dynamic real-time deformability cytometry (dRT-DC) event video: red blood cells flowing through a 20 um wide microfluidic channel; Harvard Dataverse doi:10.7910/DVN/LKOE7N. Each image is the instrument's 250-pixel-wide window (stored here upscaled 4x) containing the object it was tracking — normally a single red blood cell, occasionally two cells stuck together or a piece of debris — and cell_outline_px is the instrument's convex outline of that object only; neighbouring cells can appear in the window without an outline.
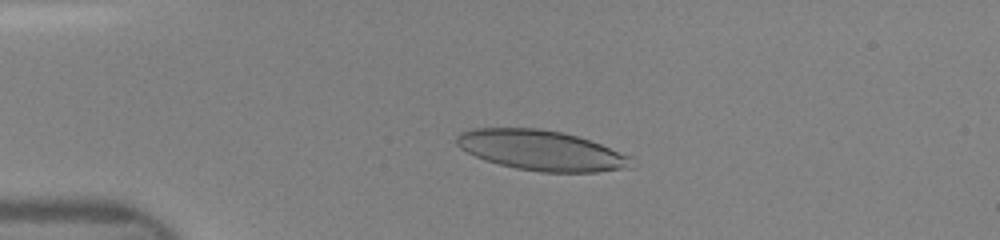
{"species": "human", "species_latin": "Homo sapiens", "temperature_condition": "room temperature", "stored_images_in_passage": 36, "camera_frame_rate_fps": 3000, "um_per_image_px": 0.085, "donor": {"sex": "female"}, "frame": {"image": 1, "passage_image": 12, "time_ms": 3.333, "image_size_px": [1000, 240], "cell_outline_px": [[636, 168], [596, 172], [540, 172], [516, 168], [484, 160], [460, 148], [456, 144], [456, 136], [460, 132], [472, 128], [536, 128], [564, 132], [600, 144], [632, 156]], "centroid_in_image_um": [46.05, 12.79], "position_along_channel_um": 38.9, "area_um2": 41.15}}
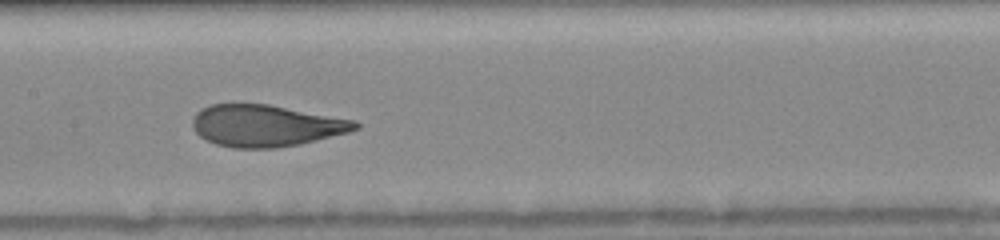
{"frame": {"image": 2, "passage_image": 26, "time_ms": 7.667, "image_size_px": [1000, 240], "cell_outline_px": [[360, 128], [348, 132], [300, 144], [276, 148], [232, 148], [216, 144], [200, 136], [192, 128], [192, 120], [196, 112], [200, 108], [212, 104], [268, 104], [356, 120], [360, 124]], "centroid_in_image_um": [22.59, 10.68], "position_along_channel_um": 184.8, "area_um2": 39.65}}
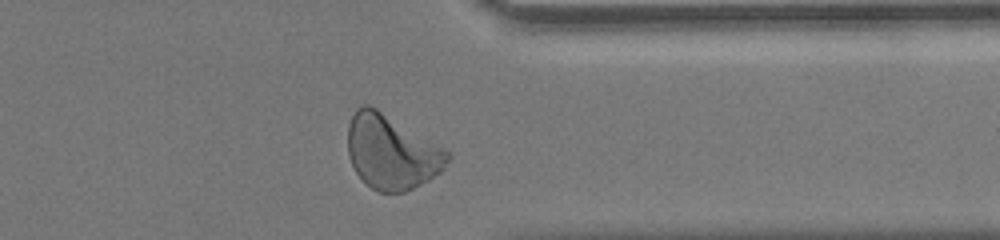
{"frame": {"image": 3, "passage_image": 36, "time_ms": 12.333, "image_size_px": [1000, 240], "cell_outline_px": [[452, 156], [444, 168], [440, 172], [428, 180], [404, 192], [376, 192], [356, 172], [348, 156], [348, 124], [356, 108], [364, 104], [368, 104], [376, 108], [448, 152]], "centroid_in_image_um": [33.24, 12.93], "position_along_channel_um": 378.2, "area_um2": 42.37}}